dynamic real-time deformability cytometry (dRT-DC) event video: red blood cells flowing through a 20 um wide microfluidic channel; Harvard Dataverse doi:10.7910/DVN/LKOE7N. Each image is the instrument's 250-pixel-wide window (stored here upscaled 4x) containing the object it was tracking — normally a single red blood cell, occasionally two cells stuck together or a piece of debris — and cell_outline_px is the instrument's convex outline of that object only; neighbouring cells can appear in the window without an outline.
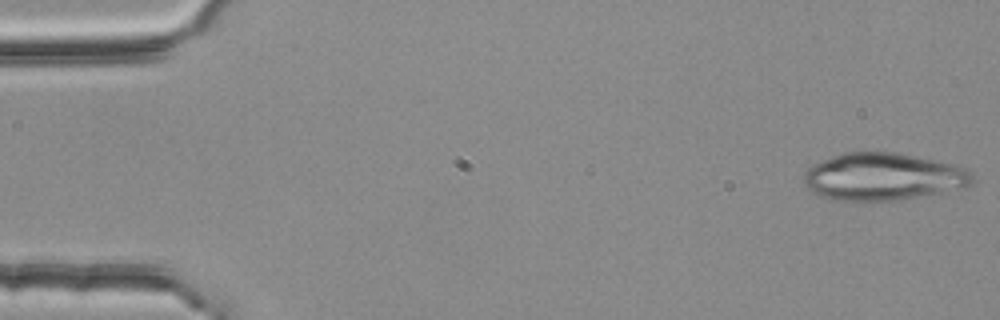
{"species": "common noctule bat (a hibernating species)", "species_latin": "Nyctalus noctula", "temperature_condition": "room temperature", "stored_images_in_passage": 13, "camera_frame_rate_fps": 3000, "um_per_image_px": 0.085, "animal": {"sex": "female", "body_mass_g": 25.1}, "frame": {"image": 1, "passage_image": 1, "time_ms": 0.0, "image_size_px": [1000, 320], "cell_outline_px": [[976, 180], [964, 188], [920, 196], [896, 200], [832, 200], [820, 196], [808, 188], [804, 184], [804, 172], [812, 164], [832, 156], [844, 152], [900, 152], [956, 164], [968, 168]], "centroid_in_image_um": [75.1, 15.0], "position_along_channel_um": 9.9, "area_um2": 46.93}}